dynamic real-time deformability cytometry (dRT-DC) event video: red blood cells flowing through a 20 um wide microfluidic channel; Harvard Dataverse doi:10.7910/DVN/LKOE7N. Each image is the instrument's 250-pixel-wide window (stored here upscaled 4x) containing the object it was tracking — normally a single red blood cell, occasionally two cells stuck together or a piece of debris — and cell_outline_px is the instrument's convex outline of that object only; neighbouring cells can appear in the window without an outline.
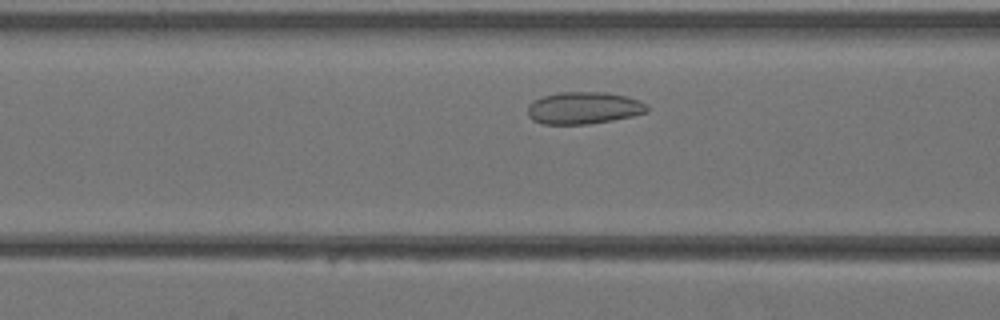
{"species": "Egyptian fruit bat (a non-hibernating species)", "species_latin": "Rousettus aegyptiacus", "temperature_condition": "warm", "stored_images_in_passage": 33, "camera_frame_rate_fps": 3000, "um_per_image_px": 0.085, "animal": {"sex": "female"}, "frame": {"image": 1, "passage_image": 8, "time_ms": 2.333, "image_size_px": [1000, 320], "cell_outline_px": [[648, 112], [632, 116], [612, 120], [588, 124], [544, 124], [532, 120], [528, 116], [528, 104], [544, 96], [560, 92], [608, 92], [640, 100], [648, 104]], "centroid_in_image_um": [49.64, 9.18], "position_along_channel_um": 117.0, "area_um2": 22.37}}
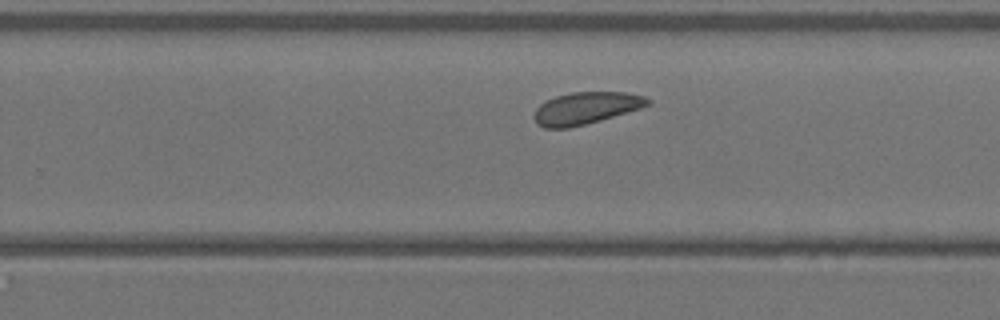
{"frame": {"image": 2, "passage_image": 18, "time_ms": 5.667, "image_size_px": [1000, 320], "cell_outline_px": [[652, 104], [640, 108], [600, 120], [568, 128], [544, 128], [536, 124], [532, 116], [536, 108], [540, 104], [556, 96], [572, 92], [628, 92], [644, 96], [652, 100]], "centroid_in_image_um": [49.79, 9.19], "position_along_channel_um": 280.0, "area_um2": 21.27}}
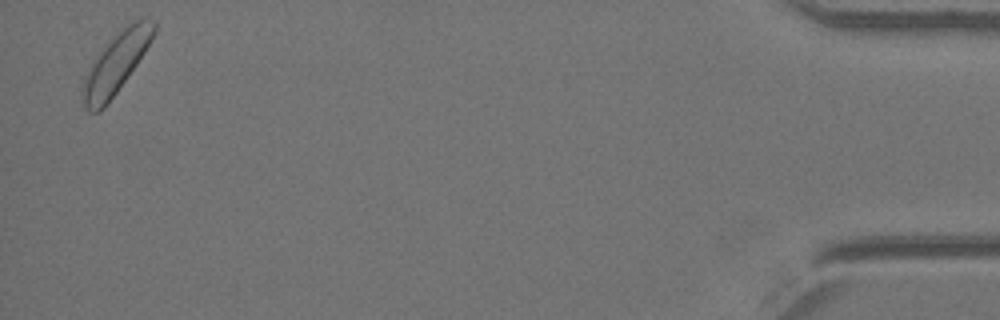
{"frame": {"image": 3, "passage_image": 32, "time_ms": 10.333, "image_size_px": [1000, 320], "cell_outline_px": [[156, 32], [144, 52], [136, 64], [116, 92], [104, 108], [100, 112], [88, 112], [84, 108], [80, 100], [80, 92], [84, 76], [92, 60], [104, 44], [116, 32], [128, 24], [136, 20], [140, 20], [156, 24]], "centroid_in_image_um": [9.75, 5.45], "position_along_channel_um": 425.5, "area_um2": 25.03}}